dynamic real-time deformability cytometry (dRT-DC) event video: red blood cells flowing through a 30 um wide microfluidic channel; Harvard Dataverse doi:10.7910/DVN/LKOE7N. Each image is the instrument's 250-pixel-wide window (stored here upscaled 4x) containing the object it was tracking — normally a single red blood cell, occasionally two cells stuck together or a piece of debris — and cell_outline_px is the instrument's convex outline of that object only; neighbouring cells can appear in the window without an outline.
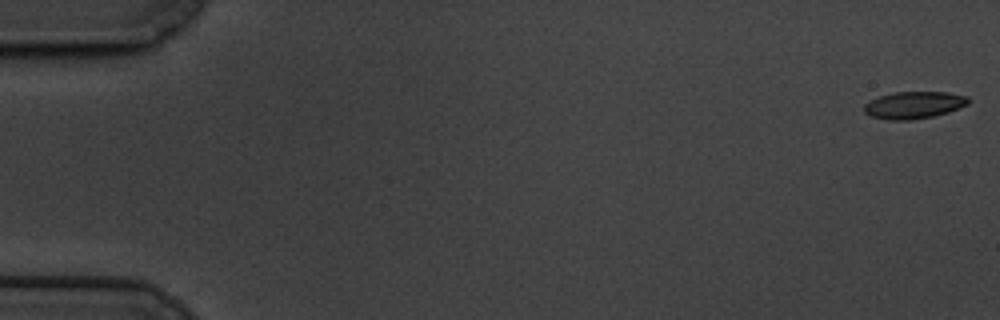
{"species": "common noctule bat (a hibernating species)", "species_latin": "Nyctalus noctula", "temperature_condition": "cold", "stored_images_in_passage": 41, "camera_frame_rate_fps": 3000, "um_per_image_px": 0.085, "animal": {"sex": "male", "body_mass_g": 19.5, "forearm_length_mm": 54.6}, "frame": {"image": 1, "passage_image": 1, "time_ms": 0.0, "image_size_px": [1000, 320], "cell_outline_px": [[968, 104], [948, 112], [932, 116], [912, 120], [888, 120], [872, 116], [864, 112], [864, 104], [880, 96], [896, 92], [948, 92], [968, 96]], "centroid_in_image_um": [77.69, 8.93], "position_along_channel_um": 7.3, "area_um2": 16.3}}
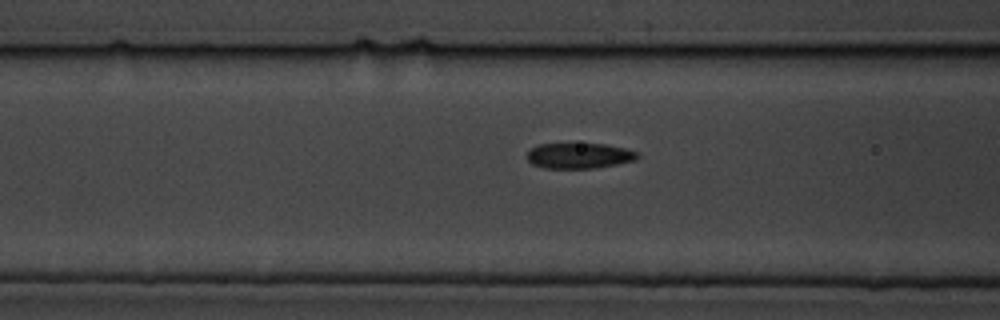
{"frame": {"image": 2, "passage_image": 24, "time_ms": 7.667, "image_size_px": [1000, 320], "cell_outline_px": [[640, 156], [636, 160], [616, 164], [592, 168], [544, 168], [532, 164], [528, 160], [528, 152], [532, 148], [540, 144], [604, 144], [624, 148], [636, 152]], "centroid_in_image_um": [49.23, 13.24], "position_along_channel_um": 117.4, "area_um2": 16.18}}
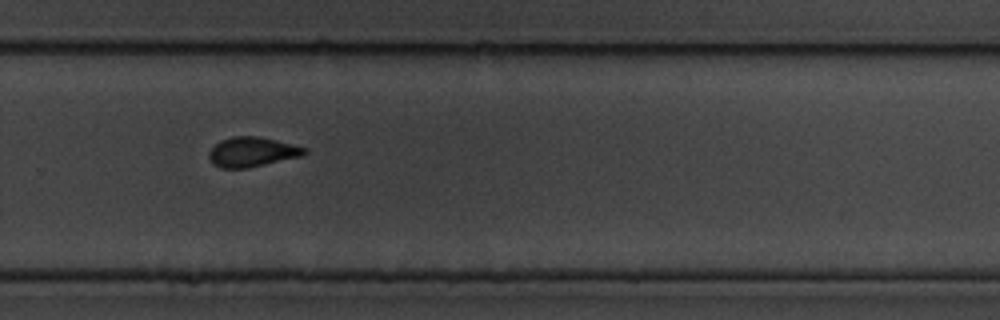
{"frame": {"image": 3, "passage_image": 41, "time_ms": 13.333, "image_size_px": [1000, 320], "cell_outline_px": [[308, 152], [304, 156], [248, 168], [220, 168], [212, 164], [208, 156], [208, 152], [220, 140], [232, 136], [256, 136], [308, 148]], "centroid_in_image_um": [21.43, 12.93], "position_along_channel_um": 308.4, "area_um2": 16.65}}